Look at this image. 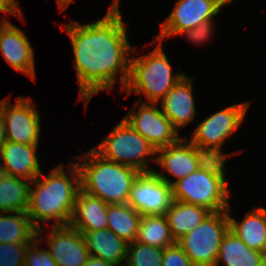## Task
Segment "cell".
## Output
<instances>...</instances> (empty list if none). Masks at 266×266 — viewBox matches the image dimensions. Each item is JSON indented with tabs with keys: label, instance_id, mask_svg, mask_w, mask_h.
Returning <instances> with one entry per match:
<instances>
[{
	"label": "cell",
	"instance_id": "17",
	"mask_svg": "<svg viewBox=\"0 0 266 266\" xmlns=\"http://www.w3.org/2000/svg\"><path fill=\"white\" fill-rule=\"evenodd\" d=\"M194 78L185 75L161 99V111L170 120L174 128L186 126L195 118V101L192 93Z\"/></svg>",
	"mask_w": 266,
	"mask_h": 266
},
{
	"label": "cell",
	"instance_id": "37",
	"mask_svg": "<svg viewBox=\"0 0 266 266\" xmlns=\"http://www.w3.org/2000/svg\"><path fill=\"white\" fill-rule=\"evenodd\" d=\"M9 21L5 18H3L2 22L0 23V32L3 29V27L8 23Z\"/></svg>",
	"mask_w": 266,
	"mask_h": 266
},
{
	"label": "cell",
	"instance_id": "26",
	"mask_svg": "<svg viewBox=\"0 0 266 266\" xmlns=\"http://www.w3.org/2000/svg\"><path fill=\"white\" fill-rule=\"evenodd\" d=\"M37 231L26 212L0 214V243L33 242Z\"/></svg>",
	"mask_w": 266,
	"mask_h": 266
},
{
	"label": "cell",
	"instance_id": "7",
	"mask_svg": "<svg viewBox=\"0 0 266 266\" xmlns=\"http://www.w3.org/2000/svg\"><path fill=\"white\" fill-rule=\"evenodd\" d=\"M228 230V210L211 212L176 243L194 266H215L221 241Z\"/></svg>",
	"mask_w": 266,
	"mask_h": 266
},
{
	"label": "cell",
	"instance_id": "25",
	"mask_svg": "<svg viewBox=\"0 0 266 266\" xmlns=\"http://www.w3.org/2000/svg\"><path fill=\"white\" fill-rule=\"evenodd\" d=\"M136 242L164 249L176 243L165 215L142 216L138 225Z\"/></svg>",
	"mask_w": 266,
	"mask_h": 266
},
{
	"label": "cell",
	"instance_id": "28",
	"mask_svg": "<svg viewBox=\"0 0 266 266\" xmlns=\"http://www.w3.org/2000/svg\"><path fill=\"white\" fill-rule=\"evenodd\" d=\"M31 243H0V266H23Z\"/></svg>",
	"mask_w": 266,
	"mask_h": 266
},
{
	"label": "cell",
	"instance_id": "30",
	"mask_svg": "<svg viewBox=\"0 0 266 266\" xmlns=\"http://www.w3.org/2000/svg\"><path fill=\"white\" fill-rule=\"evenodd\" d=\"M162 266H194L182 248L175 243L164 248Z\"/></svg>",
	"mask_w": 266,
	"mask_h": 266
},
{
	"label": "cell",
	"instance_id": "10",
	"mask_svg": "<svg viewBox=\"0 0 266 266\" xmlns=\"http://www.w3.org/2000/svg\"><path fill=\"white\" fill-rule=\"evenodd\" d=\"M155 105L157 103L135 102L136 108L131 109L124 119L157 150L176 143L180 137L170 120Z\"/></svg>",
	"mask_w": 266,
	"mask_h": 266
},
{
	"label": "cell",
	"instance_id": "19",
	"mask_svg": "<svg viewBox=\"0 0 266 266\" xmlns=\"http://www.w3.org/2000/svg\"><path fill=\"white\" fill-rule=\"evenodd\" d=\"M82 233L89 255L120 266L126 260L128 243L108 228Z\"/></svg>",
	"mask_w": 266,
	"mask_h": 266
},
{
	"label": "cell",
	"instance_id": "21",
	"mask_svg": "<svg viewBox=\"0 0 266 266\" xmlns=\"http://www.w3.org/2000/svg\"><path fill=\"white\" fill-rule=\"evenodd\" d=\"M211 211L199 205L173 200L165 216L175 241L196 228Z\"/></svg>",
	"mask_w": 266,
	"mask_h": 266
},
{
	"label": "cell",
	"instance_id": "13",
	"mask_svg": "<svg viewBox=\"0 0 266 266\" xmlns=\"http://www.w3.org/2000/svg\"><path fill=\"white\" fill-rule=\"evenodd\" d=\"M159 157L153 159L163 170L176 177L175 182L190 175L210 157L186 138L176 143L157 149Z\"/></svg>",
	"mask_w": 266,
	"mask_h": 266
},
{
	"label": "cell",
	"instance_id": "24",
	"mask_svg": "<svg viewBox=\"0 0 266 266\" xmlns=\"http://www.w3.org/2000/svg\"><path fill=\"white\" fill-rule=\"evenodd\" d=\"M142 215L126 204H109L107 228L127 243L135 241Z\"/></svg>",
	"mask_w": 266,
	"mask_h": 266
},
{
	"label": "cell",
	"instance_id": "18",
	"mask_svg": "<svg viewBox=\"0 0 266 266\" xmlns=\"http://www.w3.org/2000/svg\"><path fill=\"white\" fill-rule=\"evenodd\" d=\"M108 203L79 190L69 225L78 231H96L107 228Z\"/></svg>",
	"mask_w": 266,
	"mask_h": 266
},
{
	"label": "cell",
	"instance_id": "29",
	"mask_svg": "<svg viewBox=\"0 0 266 266\" xmlns=\"http://www.w3.org/2000/svg\"><path fill=\"white\" fill-rule=\"evenodd\" d=\"M40 239L37 237L26 251L23 266H58L48 249H39Z\"/></svg>",
	"mask_w": 266,
	"mask_h": 266
},
{
	"label": "cell",
	"instance_id": "35",
	"mask_svg": "<svg viewBox=\"0 0 266 266\" xmlns=\"http://www.w3.org/2000/svg\"><path fill=\"white\" fill-rule=\"evenodd\" d=\"M58 5L60 7V9L65 10V8L68 7V5H70L71 2H73V0H57Z\"/></svg>",
	"mask_w": 266,
	"mask_h": 266
},
{
	"label": "cell",
	"instance_id": "11",
	"mask_svg": "<svg viewBox=\"0 0 266 266\" xmlns=\"http://www.w3.org/2000/svg\"><path fill=\"white\" fill-rule=\"evenodd\" d=\"M225 5L223 0H178L166 21L160 24V32L153 42H162L166 37L213 20Z\"/></svg>",
	"mask_w": 266,
	"mask_h": 266
},
{
	"label": "cell",
	"instance_id": "8",
	"mask_svg": "<svg viewBox=\"0 0 266 266\" xmlns=\"http://www.w3.org/2000/svg\"><path fill=\"white\" fill-rule=\"evenodd\" d=\"M249 102H242L222 109L205 119L195 129L192 144L204 151L209 157L226 159L231 154L221 153L224 140L229 138L238 128L247 113Z\"/></svg>",
	"mask_w": 266,
	"mask_h": 266
},
{
	"label": "cell",
	"instance_id": "9",
	"mask_svg": "<svg viewBox=\"0 0 266 266\" xmlns=\"http://www.w3.org/2000/svg\"><path fill=\"white\" fill-rule=\"evenodd\" d=\"M9 101L6 98L0 101L7 141L38 145L41 130L40 116L32 99L18 97L13 105Z\"/></svg>",
	"mask_w": 266,
	"mask_h": 266
},
{
	"label": "cell",
	"instance_id": "6",
	"mask_svg": "<svg viewBox=\"0 0 266 266\" xmlns=\"http://www.w3.org/2000/svg\"><path fill=\"white\" fill-rule=\"evenodd\" d=\"M92 149L106 160L134 167L140 172L153 171V168H148V162L157 154L155 147L125 119Z\"/></svg>",
	"mask_w": 266,
	"mask_h": 266
},
{
	"label": "cell",
	"instance_id": "5",
	"mask_svg": "<svg viewBox=\"0 0 266 266\" xmlns=\"http://www.w3.org/2000/svg\"><path fill=\"white\" fill-rule=\"evenodd\" d=\"M149 54L131 58L129 78L124 91L143 94L149 103H158L185 76L173 75L171 64L162 50V42Z\"/></svg>",
	"mask_w": 266,
	"mask_h": 266
},
{
	"label": "cell",
	"instance_id": "38",
	"mask_svg": "<svg viewBox=\"0 0 266 266\" xmlns=\"http://www.w3.org/2000/svg\"><path fill=\"white\" fill-rule=\"evenodd\" d=\"M226 4H229L232 2V0H223Z\"/></svg>",
	"mask_w": 266,
	"mask_h": 266
},
{
	"label": "cell",
	"instance_id": "22",
	"mask_svg": "<svg viewBox=\"0 0 266 266\" xmlns=\"http://www.w3.org/2000/svg\"><path fill=\"white\" fill-rule=\"evenodd\" d=\"M220 261L226 266H263L261 252L249 248L230 230L221 241L215 266Z\"/></svg>",
	"mask_w": 266,
	"mask_h": 266
},
{
	"label": "cell",
	"instance_id": "36",
	"mask_svg": "<svg viewBox=\"0 0 266 266\" xmlns=\"http://www.w3.org/2000/svg\"><path fill=\"white\" fill-rule=\"evenodd\" d=\"M261 256H262L263 266H266V246L261 251Z\"/></svg>",
	"mask_w": 266,
	"mask_h": 266
},
{
	"label": "cell",
	"instance_id": "16",
	"mask_svg": "<svg viewBox=\"0 0 266 266\" xmlns=\"http://www.w3.org/2000/svg\"><path fill=\"white\" fill-rule=\"evenodd\" d=\"M37 147L7 141L0 152V172L34 181L42 173L36 155Z\"/></svg>",
	"mask_w": 266,
	"mask_h": 266
},
{
	"label": "cell",
	"instance_id": "14",
	"mask_svg": "<svg viewBox=\"0 0 266 266\" xmlns=\"http://www.w3.org/2000/svg\"><path fill=\"white\" fill-rule=\"evenodd\" d=\"M47 243L58 266H84L90 256L82 233L70 225L53 226Z\"/></svg>",
	"mask_w": 266,
	"mask_h": 266
},
{
	"label": "cell",
	"instance_id": "33",
	"mask_svg": "<svg viewBox=\"0 0 266 266\" xmlns=\"http://www.w3.org/2000/svg\"><path fill=\"white\" fill-rule=\"evenodd\" d=\"M84 266H117V265L106 262L100 258L89 256Z\"/></svg>",
	"mask_w": 266,
	"mask_h": 266
},
{
	"label": "cell",
	"instance_id": "1",
	"mask_svg": "<svg viewBox=\"0 0 266 266\" xmlns=\"http://www.w3.org/2000/svg\"><path fill=\"white\" fill-rule=\"evenodd\" d=\"M124 25L119 0H114L107 14L96 22L83 25L71 21L63 25L74 51L79 98L86 106L94 94L101 90L111 91L117 73H121V89L124 90L127 84L131 61L129 52L134 48L128 42Z\"/></svg>",
	"mask_w": 266,
	"mask_h": 266
},
{
	"label": "cell",
	"instance_id": "12",
	"mask_svg": "<svg viewBox=\"0 0 266 266\" xmlns=\"http://www.w3.org/2000/svg\"><path fill=\"white\" fill-rule=\"evenodd\" d=\"M172 199V186L154 171L141 172L134 180L128 204L142 216L165 215Z\"/></svg>",
	"mask_w": 266,
	"mask_h": 266
},
{
	"label": "cell",
	"instance_id": "15",
	"mask_svg": "<svg viewBox=\"0 0 266 266\" xmlns=\"http://www.w3.org/2000/svg\"><path fill=\"white\" fill-rule=\"evenodd\" d=\"M0 51L12 69L35 79L34 50L26 34L11 22L0 32Z\"/></svg>",
	"mask_w": 266,
	"mask_h": 266
},
{
	"label": "cell",
	"instance_id": "34",
	"mask_svg": "<svg viewBox=\"0 0 266 266\" xmlns=\"http://www.w3.org/2000/svg\"><path fill=\"white\" fill-rule=\"evenodd\" d=\"M6 142H7V135H6V129H5V122H4V118L2 115V111L0 110V152Z\"/></svg>",
	"mask_w": 266,
	"mask_h": 266
},
{
	"label": "cell",
	"instance_id": "3",
	"mask_svg": "<svg viewBox=\"0 0 266 266\" xmlns=\"http://www.w3.org/2000/svg\"><path fill=\"white\" fill-rule=\"evenodd\" d=\"M225 159L210 157L190 175L174 182L161 172L158 177L172 186V199L205 207L211 212L228 210L230 191L225 180ZM172 181V182H171Z\"/></svg>",
	"mask_w": 266,
	"mask_h": 266
},
{
	"label": "cell",
	"instance_id": "4",
	"mask_svg": "<svg viewBox=\"0 0 266 266\" xmlns=\"http://www.w3.org/2000/svg\"><path fill=\"white\" fill-rule=\"evenodd\" d=\"M77 159L81 190L108 204H126L134 180L141 173L134 167L102 158L93 149ZM82 158V159H81Z\"/></svg>",
	"mask_w": 266,
	"mask_h": 266
},
{
	"label": "cell",
	"instance_id": "2",
	"mask_svg": "<svg viewBox=\"0 0 266 266\" xmlns=\"http://www.w3.org/2000/svg\"><path fill=\"white\" fill-rule=\"evenodd\" d=\"M71 179L65 173L63 164L57 166L48 174L41 178V174L30 184L29 201L26 213L33 226L38 230L37 237L41 239L44 229L38 225L37 221H49L54 219L53 226L69 225L75 200L80 186V171L74 162L69 165ZM72 172V173H71ZM76 185V186H75Z\"/></svg>",
	"mask_w": 266,
	"mask_h": 266
},
{
	"label": "cell",
	"instance_id": "23",
	"mask_svg": "<svg viewBox=\"0 0 266 266\" xmlns=\"http://www.w3.org/2000/svg\"><path fill=\"white\" fill-rule=\"evenodd\" d=\"M23 179L0 172V212H26L31 181Z\"/></svg>",
	"mask_w": 266,
	"mask_h": 266
},
{
	"label": "cell",
	"instance_id": "20",
	"mask_svg": "<svg viewBox=\"0 0 266 266\" xmlns=\"http://www.w3.org/2000/svg\"><path fill=\"white\" fill-rule=\"evenodd\" d=\"M228 208L229 230L241 239L249 248L261 252L266 246V208L255 207L238 222L230 216Z\"/></svg>",
	"mask_w": 266,
	"mask_h": 266
},
{
	"label": "cell",
	"instance_id": "32",
	"mask_svg": "<svg viewBox=\"0 0 266 266\" xmlns=\"http://www.w3.org/2000/svg\"><path fill=\"white\" fill-rule=\"evenodd\" d=\"M18 3L17 0H0V12L13 14L20 19L22 17V12Z\"/></svg>",
	"mask_w": 266,
	"mask_h": 266
},
{
	"label": "cell",
	"instance_id": "27",
	"mask_svg": "<svg viewBox=\"0 0 266 266\" xmlns=\"http://www.w3.org/2000/svg\"><path fill=\"white\" fill-rule=\"evenodd\" d=\"M163 252L164 249L136 241L128 243L123 266H162Z\"/></svg>",
	"mask_w": 266,
	"mask_h": 266
},
{
	"label": "cell",
	"instance_id": "31",
	"mask_svg": "<svg viewBox=\"0 0 266 266\" xmlns=\"http://www.w3.org/2000/svg\"><path fill=\"white\" fill-rule=\"evenodd\" d=\"M212 21H208V22H205V23H202L198 26H196L195 28H192L190 30H186V31H180L178 32L177 34H181L183 36H186L187 39H190L191 42H194V43H201L202 42L206 43V40L212 36L210 35L212 33L211 29L213 28L212 26Z\"/></svg>",
	"mask_w": 266,
	"mask_h": 266
}]
</instances>
